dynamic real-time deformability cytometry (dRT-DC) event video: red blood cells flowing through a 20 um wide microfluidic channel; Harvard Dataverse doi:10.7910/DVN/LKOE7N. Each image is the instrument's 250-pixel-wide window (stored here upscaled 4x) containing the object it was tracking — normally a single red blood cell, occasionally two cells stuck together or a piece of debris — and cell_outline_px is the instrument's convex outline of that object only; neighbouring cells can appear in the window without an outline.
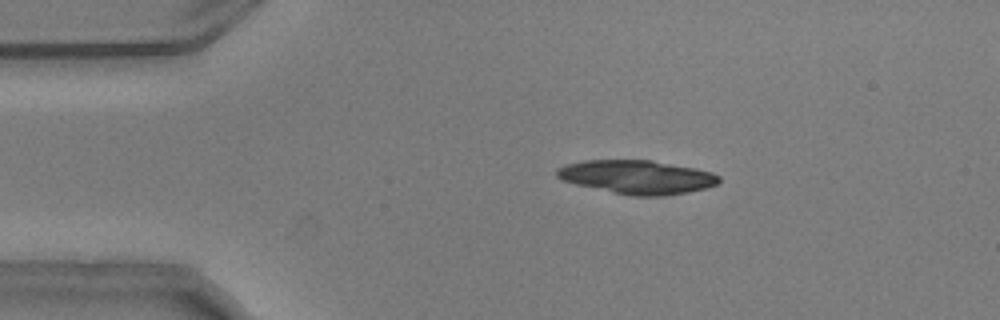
{"species": "common noctule bat (a hibernating species)", "species_latin": "Nyctalus noctula", "temperature_condition": "warm", "stored_images_in_passage": 44, "camera_frame_rate_fps": 3000, "um_per_image_px": 0.085, "animal": {"sex": "male", "body_mass_g": 20.5, "forearm_length_mm": 52.5}, "frame": {"image": 1, "passage_image": 1, "time_ms": 0.0, "image_size_px": [1000, 320], "cell_outline_px": [[720, 180], [716, 184], [708, 188], [688, 192], [664, 196], [632, 196], [576, 184], [560, 180], [556, 176], [556, 168], [564, 164], [584, 160], [652, 160], [696, 168], [712, 172], [720, 176]], "centroid_in_image_um": [54.15, 15.04], "position_along_channel_um": 30.9, "area_um2": 32.02}, "authors_computed_cell_mechanics": {"area_um2": 21.2415, "velocity_mm_per_s": 3.738, "shape_relaxation_time_tau1_ms": 0.8186, "shape_relaxation_time_tau2_ms": 5.9955, "deformation_change_tau1": 0.2732, "deformation_change_tau2": 0.1402}}